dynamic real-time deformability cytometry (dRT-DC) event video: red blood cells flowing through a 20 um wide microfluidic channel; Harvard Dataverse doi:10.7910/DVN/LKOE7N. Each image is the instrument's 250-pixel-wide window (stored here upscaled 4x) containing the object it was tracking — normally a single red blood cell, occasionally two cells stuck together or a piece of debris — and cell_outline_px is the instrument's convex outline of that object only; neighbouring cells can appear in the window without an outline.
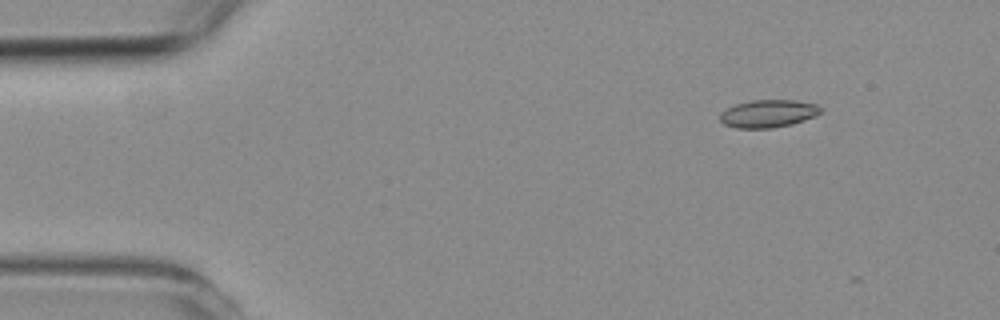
{"species": "common noctule bat (a hibernating species)", "species_latin": "Nyctalus noctula", "temperature_condition": "room temperature", "stored_images_in_passage": 5, "camera_frame_rate_fps": 3000, "um_per_image_px": 0.085, "animal": {"sex": "female", "body_mass_g": 19.3, "forearm_length_mm": 54.1}, "frame": {"image": 1, "passage_image": 1, "time_ms": 0.0, "image_size_px": [1000, 320], "cell_outline_px": [[820, 112], [816, 116], [792, 124], [772, 128], [736, 128], [724, 124], [720, 120], [720, 112], [736, 104], [752, 100], [792, 100], [816, 104], [820, 108]], "centroid_in_image_um": [65.28, 9.66], "position_along_channel_um": 19.7, "area_um2": 16.13}}